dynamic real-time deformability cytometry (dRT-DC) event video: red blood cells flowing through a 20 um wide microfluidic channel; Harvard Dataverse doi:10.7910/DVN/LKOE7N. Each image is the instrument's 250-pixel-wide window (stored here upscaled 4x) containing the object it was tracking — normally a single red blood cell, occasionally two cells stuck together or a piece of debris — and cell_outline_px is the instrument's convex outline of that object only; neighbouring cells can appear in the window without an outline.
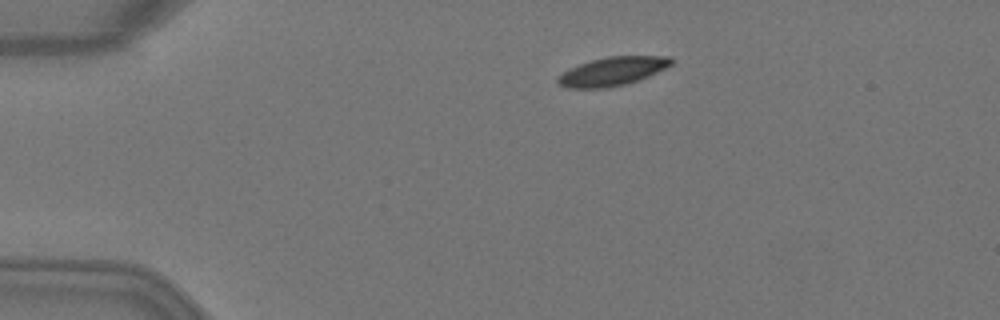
{"species": "Egyptian fruit bat (a non-hibernating species)", "species_latin": "Rousettus aegyptiacus", "temperature_condition": "warm", "stored_images_in_passage": 4, "camera_frame_rate_fps": 3000, "um_per_image_px": 0.085, "animal": {"sex": "female"}, "frame": {"image": 1, "passage_image": 1, "time_ms": 0.0, "image_size_px": [1000, 320], "cell_outline_px": [[672, 64], [648, 76], [624, 84], [608, 88], [568, 88], [560, 84], [556, 80], [564, 72], [580, 64], [592, 60], [608, 56], [672, 56]], "centroid_in_image_um": [52.07, 6.06], "position_along_channel_um": 32.9, "area_um2": 18.5}}
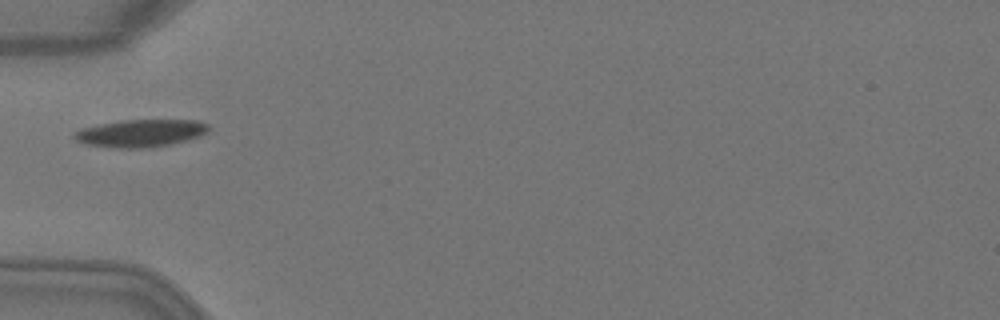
{"frame": {"image": 2, "passage_image": 3, "time_ms": 0.667, "image_size_px": [1000, 320], "cell_outline_px": [[208, 132], [200, 136], [188, 140], [172, 144], [144, 148], [120, 148], [84, 144], [76, 140], [72, 136], [72, 132], [80, 128], [120, 120], [200, 120], [208, 124]], "centroid_in_image_um": [11.94, 11.31], "position_along_channel_um": 73.1, "area_um2": 21.73}}